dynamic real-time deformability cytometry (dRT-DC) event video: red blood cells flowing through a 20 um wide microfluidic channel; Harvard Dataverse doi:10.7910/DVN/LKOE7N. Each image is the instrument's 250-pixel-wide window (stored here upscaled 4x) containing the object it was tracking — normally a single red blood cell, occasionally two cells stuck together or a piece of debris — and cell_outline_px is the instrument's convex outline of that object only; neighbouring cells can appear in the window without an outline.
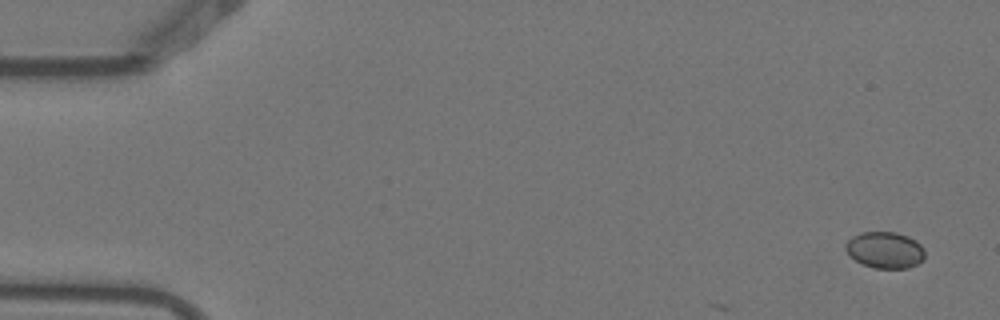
{"species": "Egyptian fruit bat (a non-hibernating species)", "species_latin": "Rousettus aegyptiacus", "temperature_condition": "warm", "stored_images_in_passage": 4, "camera_frame_rate_fps": 3000, "um_per_image_px": 0.085, "animal": {"sex": "female"}, "frame": {"image": 1, "passage_image": 1, "time_ms": 0.0, "image_size_px": [1000, 320], "cell_outline_px": [[924, 260], [908, 268], [876, 268], [864, 264], [856, 260], [844, 248], [844, 244], [852, 236], [860, 232], [896, 232], [908, 236], [916, 240], [924, 248]], "centroid_in_image_um": [75.24, 21.23], "position_along_channel_um": 9.8, "area_um2": 16.82}}
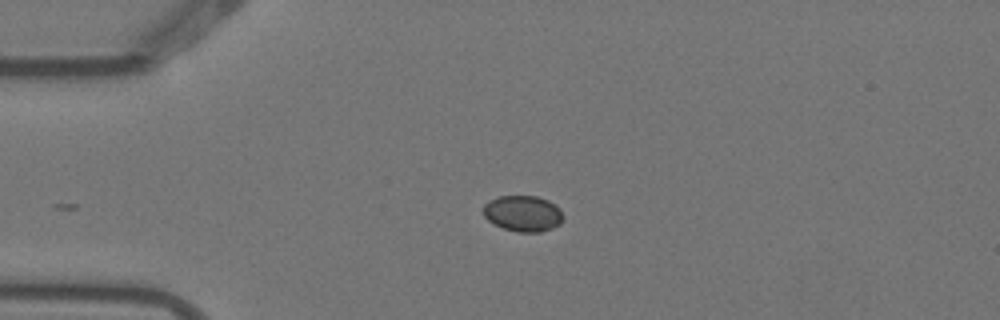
{"frame": {"image": 2, "passage_image": 4, "time_ms": 1.0, "image_size_px": [1000, 320], "cell_outline_px": [[564, 216], [560, 224], [552, 228], [540, 232], [516, 232], [504, 228], [488, 220], [484, 216], [484, 204], [488, 200], [496, 196], [536, 196], [548, 200], [560, 208]], "centroid_in_image_um": [44.46, 18.14], "position_along_channel_um": 40.5, "area_um2": 16.82}}